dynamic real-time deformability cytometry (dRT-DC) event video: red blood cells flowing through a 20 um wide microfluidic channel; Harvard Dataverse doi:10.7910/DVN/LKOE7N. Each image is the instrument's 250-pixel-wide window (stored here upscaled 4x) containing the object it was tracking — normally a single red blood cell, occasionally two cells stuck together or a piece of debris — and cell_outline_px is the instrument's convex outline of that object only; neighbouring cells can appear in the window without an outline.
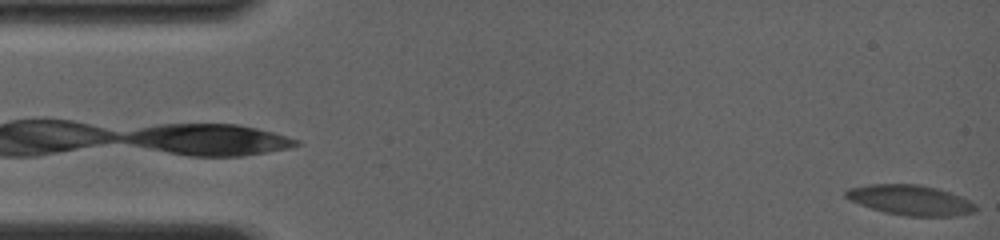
{"species": "common noctule bat (a hibernating species)", "species_latin": "Nyctalus noctula", "temperature_condition": "room temperature", "stored_images_in_passage": 30, "camera_frame_rate_fps": 4000, "um_per_image_px": 0.085, "animal": {"sex": "female", "body_mass_g": 19.0, "forearm_length_mm": 56.7}, "frame": {"image": 1, "passage_image": 1, "time_ms": 0.0, "image_size_px": [1000, 240], "cell_outline_px": [[980, 208], [972, 212], [956, 216], [904, 216], [884, 212], [848, 200], [844, 196], [844, 192], [848, 188], [868, 184], [920, 184], [952, 192], [976, 204]], "centroid_in_image_um": [77.38, 17.0], "position_along_channel_um": 7.6, "area_um2": 23.0}}
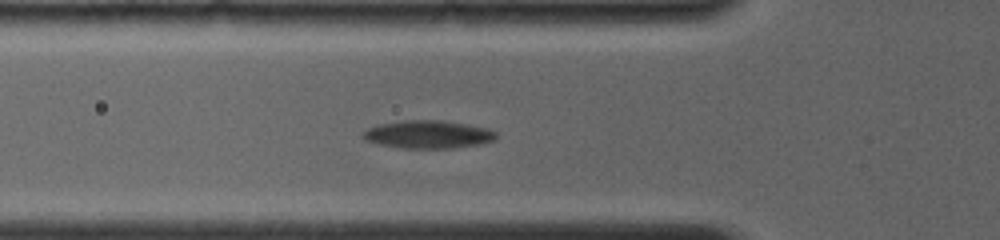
{"frame": {"image": 2, "passage_image": 22, "time_ms": 5.5, "image_size_px": [1000, 240], "cell_outline_px": [[496, 140], [480, 144], [452, 148], [404, 148], [380, 144], [368, 140], [360, 136], [368, 128], [380, 124], [404, 120], [444, 120], [488, 128], [496, 132]], "centroid_in_image_um": [36.43, 11.42], "position_along_channel_um": 89.4, "area_um2": 21.56}}
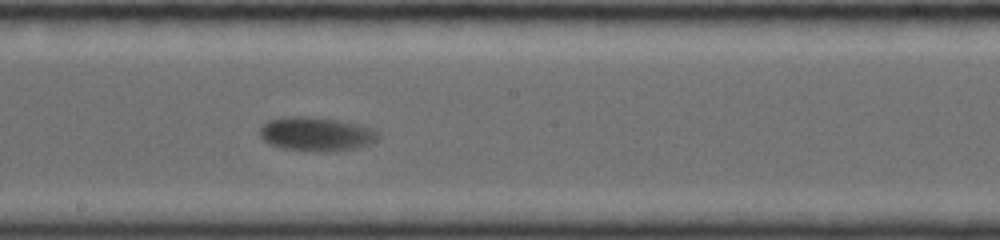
{"frame": {"image": 3, "passage_image": 30, "time_ms": 9.0, "image_size_px": [1000, 240], "cell_outline_px": [[380, 136], [376, 140], [368, 144], [356, 148], [284, 148], [272, 144], [264, 140], [260, 136], [260, 128], [268, 120], [288, 116], [304, 116], [336, 120], [364, 124], [380, 132]], "centroid_in_image_um": [26.91, 11.32], "position_along_channel_um": 221.3, "area_um2": 22.31}}